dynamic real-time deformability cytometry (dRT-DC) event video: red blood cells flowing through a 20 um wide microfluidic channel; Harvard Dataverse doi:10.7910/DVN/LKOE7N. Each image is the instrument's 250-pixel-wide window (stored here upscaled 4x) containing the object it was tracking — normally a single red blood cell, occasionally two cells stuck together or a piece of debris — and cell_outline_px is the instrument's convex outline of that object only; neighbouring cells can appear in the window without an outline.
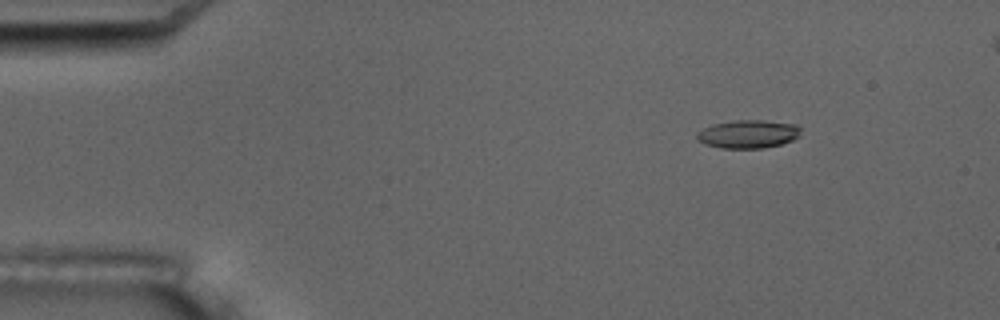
{"species": "common noctule bat (a hibernating species)", "species_latin": "Nyctalus noctula", "temperature_condition": "room temperature", "stored_images_in_passage": 7, "camera_frame_rate_fps": 3000, "um_per_image_px": 0.085, "animal": {"sex": "male", "body_mass_g": 17.5, "forearm_length_mm": 52.3}, "frame": {"image": 1, "passage_image": 3, "time_ms": 2.333, "image_size_px": [1000, 320], "cell_outline_px": [[800, 136], [792, 140], [780, 144], [764, 148], [720, 148], [704, 144], [696, 140], [696, 132], [712, 124], [736, 120], [764, 120], [796, 124], [800, 128]], "centroid_in_image_um": [63.57, 11.39], "position_along_channel_um": 21.4, "area_um2": 17.22}}